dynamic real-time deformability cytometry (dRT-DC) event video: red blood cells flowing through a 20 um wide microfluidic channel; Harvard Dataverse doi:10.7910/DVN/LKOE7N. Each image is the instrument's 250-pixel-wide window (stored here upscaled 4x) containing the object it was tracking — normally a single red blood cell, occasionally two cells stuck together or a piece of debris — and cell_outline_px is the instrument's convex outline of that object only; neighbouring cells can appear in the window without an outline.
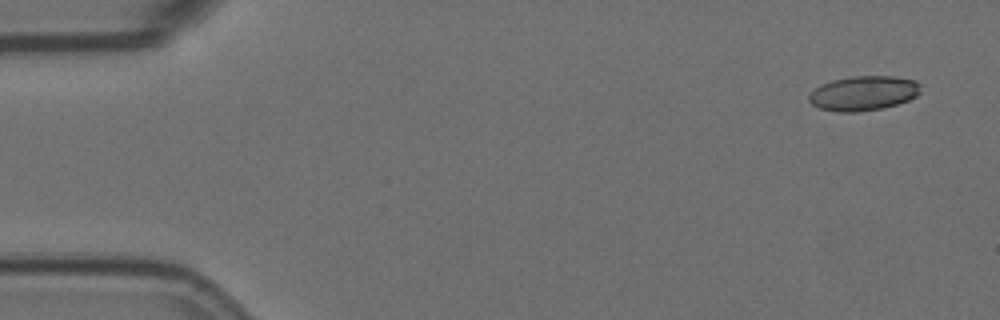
{"species": "Egyptian fruit bat (a non-hibernating species)", "species_latin": "Rousettus aegyptiacus", "temperature_condition": "room temperature", "stored_images_in_passage": 5, "camera_frame_rate_fps": 3000, "um_per_image_px": 0.085, "animal": {"sex": "female"}, "frame": {"image": 1, "passage_image": 1, "time_ms": 0.0, "image_size_px": [1000, 320], "cell_outline_px": [[920, 92], [916, 96], [908, 100], [884, 108], [856, 112], [836, 112], [820, 108], [812, 104], [808, 100], [808, 96], [820, 84], [832, 80], [852, 76], [892, 76], [916, 80], [920, 84]], "centroid_in_image_um": [73.39, 7.92], "position_along_channel_um": 11.6, "area_um2": 22.6}}